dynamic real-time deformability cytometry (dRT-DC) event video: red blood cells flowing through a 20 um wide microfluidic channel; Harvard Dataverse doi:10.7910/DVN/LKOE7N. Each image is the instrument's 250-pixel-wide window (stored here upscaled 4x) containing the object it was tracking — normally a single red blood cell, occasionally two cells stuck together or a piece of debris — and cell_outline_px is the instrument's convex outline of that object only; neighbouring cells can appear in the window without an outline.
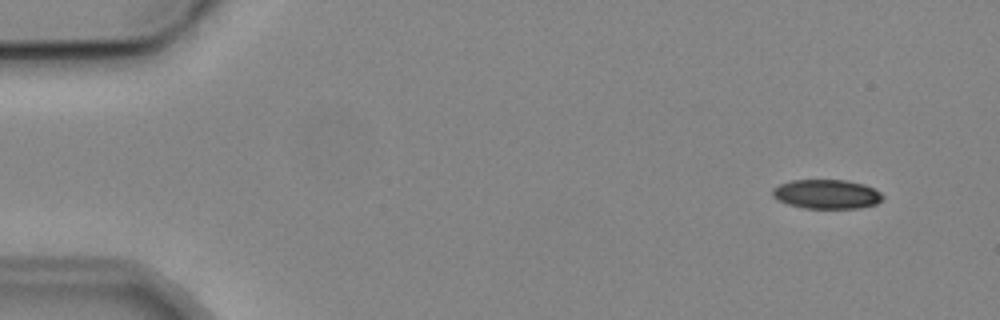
{"species": "common noctule bat (a hibernating species)", "species_latin": "Nyctalus noctula", "temperature_condition": "cold", "stored_images_in_passage": 4, "camera_frame_rate_fps": 3000, "um_per_image_px": 0.085, "animal": {"sex": "male", "body_mass_g": 19.2, "forearm_length_mm": 51.8}, "frame": {"image": 1, "passage_image": 1, "time_ms": 0.0, "image_size_px": [1000, 320], "cell_outline_px": [[884, 200], [876, 204], [856, 208], [804, 208], [788, 204], [772, 196], [772, 188], [780, 184], [792, 180], [844, 180], [864, 184], [880, 192], [884, 196]], "centroid_in_image_um": [70.28, 16.5], "position_along_channel_um": 14.7, "area_um2": 18.73}}
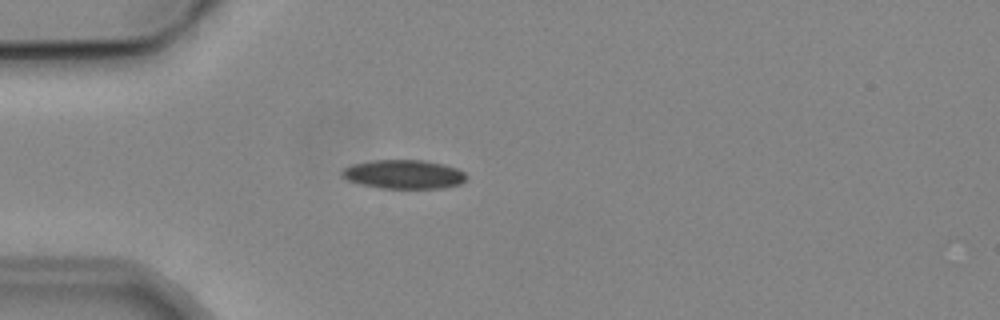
{"frame": {"image": 2, "passage_image": 4, "time_ms": 3.667, "image_size_px": [1000, 320], "cell_outline_px": [[468, 176], [460, 184], [444, 188], [380, 188], [348, 180], [340, 172], [344, 168], [352, 164], [372, 160], [424, 160], [444, 164], [456, 168], [464, 172]], "centroid_in_image_um": [34.35, 14.81], "position_along_channel_um": 50.6, "area_um2": 20.87}}